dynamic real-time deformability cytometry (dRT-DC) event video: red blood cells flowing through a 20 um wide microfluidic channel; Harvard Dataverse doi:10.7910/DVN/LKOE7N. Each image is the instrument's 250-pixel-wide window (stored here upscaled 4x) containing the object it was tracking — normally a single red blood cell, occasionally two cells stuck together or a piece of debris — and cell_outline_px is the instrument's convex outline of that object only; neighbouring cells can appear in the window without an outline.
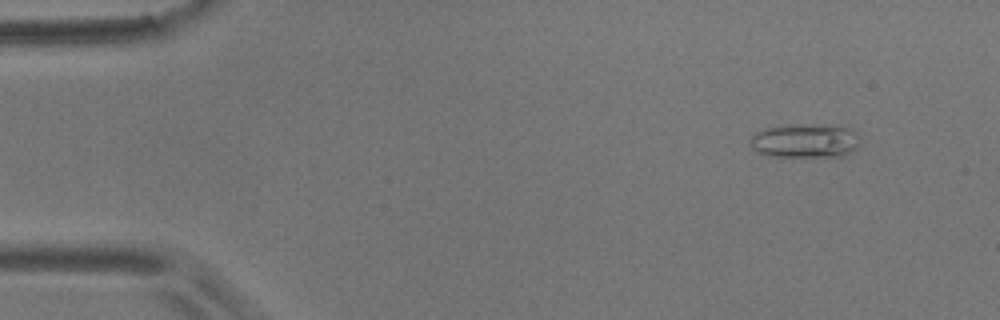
{"species": "common noctule bat (a hibernating species)", "species_latin": "Nyctalus noctula", "temperature_condition": "room temperature", "stored_images_in_passage": 4, "camera_frame_rate_fps": 3000, "um_per_image_px": 0.085, "animal": {"sex": "male", "body_mass_g": 17.9}, "frame": {"image": 1, "passage_image": 1, "time_ms": 0.0, "image_size_px": [1000, 320], "cell_outline_px": [[860, 144], [856, 148], [844, 156], [768, 156], [756, 152], [752, 148], [748, 140], [756, 132], [764, 128], [784, 124], [840, 124], [852, 128], [860, 136]], "centroid_in_image_um": [68.46, 11.93], "position_along_channel_um": 16.5, "area_um2": 22.6}}